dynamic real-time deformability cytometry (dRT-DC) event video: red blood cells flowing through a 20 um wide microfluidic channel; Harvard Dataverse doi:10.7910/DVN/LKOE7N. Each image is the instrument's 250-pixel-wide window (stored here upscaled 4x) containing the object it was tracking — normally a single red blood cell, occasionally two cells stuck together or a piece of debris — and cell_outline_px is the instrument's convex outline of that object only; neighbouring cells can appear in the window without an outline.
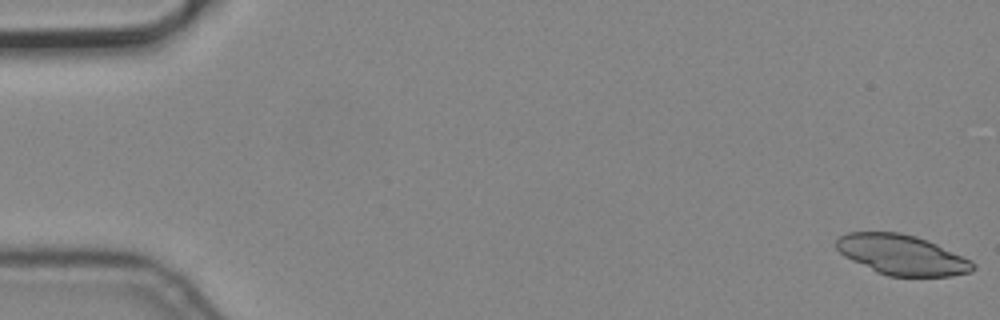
{"species": "common noctule bat (a hibernating species)", "species_latin": "Nyctalus noctula", "temperature_condition": "cold", "stored_images_in_passage": 4, "segment_of_instrument_passage": [2, 2], "camera_frame_rate_fps": 3000, "um_per_image_px": 0.085, "animal": {"sex": "male", "body_mass_g": 19.2, "forearm_length_mm": 51.8}, "frame": {"image": 1, "passage_image": 4, "time_ms": 1.0, "image_size_px": [1000, 320], "cell_outline_px": [[976, 268], [972, 272], [952, 276], [888, 276], [876, 272], [844, 256], [836, 248], [836, 240], [840, 236], [848, 232], [900, 232], [916, 236], [928, 240], [972, 260], [976, 264]], "centroid_in_image_um": [76.69, 21.66], "position_along_channel_um": 8.3, "area_um2": 32.08}}